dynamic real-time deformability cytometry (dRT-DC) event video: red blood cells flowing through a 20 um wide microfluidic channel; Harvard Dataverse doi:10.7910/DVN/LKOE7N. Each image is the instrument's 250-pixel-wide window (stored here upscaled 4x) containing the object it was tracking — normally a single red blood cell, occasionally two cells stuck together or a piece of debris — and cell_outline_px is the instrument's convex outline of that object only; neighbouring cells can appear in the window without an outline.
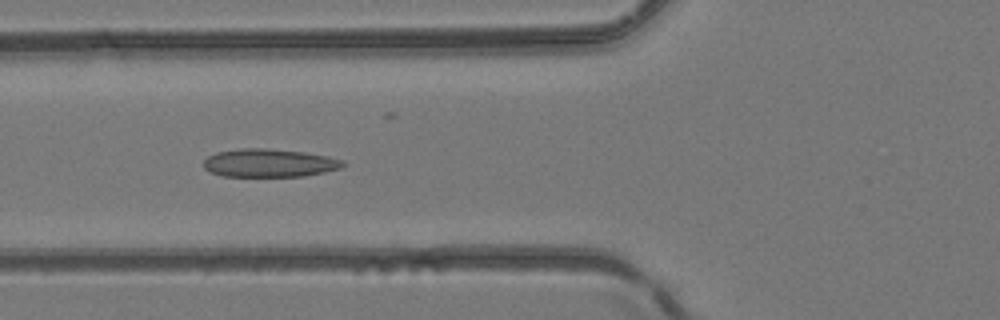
{"species": "common noctule bat (a hibernating species)", "species_latin": "Nyctalus noctula", "temperature_condition": "room temperature", "stored_images_in_passage": 5, "camera_frame_rate_fps": 3000, "um_per_image_px": 0.085, "animal": {"sex": "female", "body_mass_g": 24.6, "forearm_length_mm": 56.2}, "frame": {"image": 1, "passage_image": 5, "time_ms": 1.333, "image_size_px": [1000, 320], "cell_outline_px": [[348, 164], [340, 168], [324, 172], [304, 176], [224, 176], [208, 172], [204, 168], [204, 160], [208, 156], [216, 152], [240, 148], [268, 148], [304, 152], [328, 156], [344, 160]], "centroid_in_image_um": [22.9, 13.85], "position_along_channel_um": 102.9, "area_um2": 23.06}}